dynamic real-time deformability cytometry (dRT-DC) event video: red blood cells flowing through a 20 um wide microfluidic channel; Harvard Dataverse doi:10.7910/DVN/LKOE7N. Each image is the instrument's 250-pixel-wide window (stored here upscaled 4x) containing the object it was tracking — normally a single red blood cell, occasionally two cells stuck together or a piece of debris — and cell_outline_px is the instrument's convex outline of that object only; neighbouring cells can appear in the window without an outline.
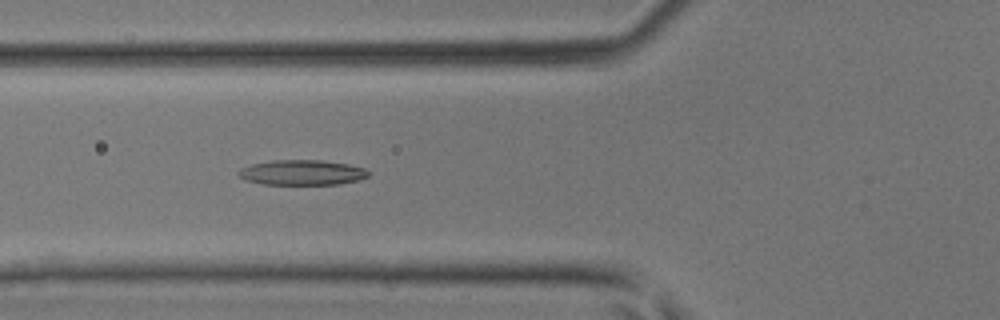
{"species": "common noctule bat (a hibernating species)", "species_latin": "Nyctalus noctula", "temperature_condition": "room temperature", "stored_images_in_passage": 46, "camera_frame_rate_fps": 3000, "um_per_image_px": 0.085, "animal": {"sex": "male", "body_mass_g": 17.9, "forearm_length_mm": 54.2}, "frame": {"image": 1, "passage_image": 18, "time_ms": 5.667, "image_size_px": [1000, 320], "cell_outline_px": [[368, 176], [360, 180], [336, 184], [264, 184], [244, 180], [236, 172], [240, 168], [252, 164], [272, 160], [324, 160], [348, 164], [364, 168], [368, 172]], "centroid_in_image_um": [25.65, 14.66], "position_along_channel_um": 100.1, "area_um2": 19.02}}
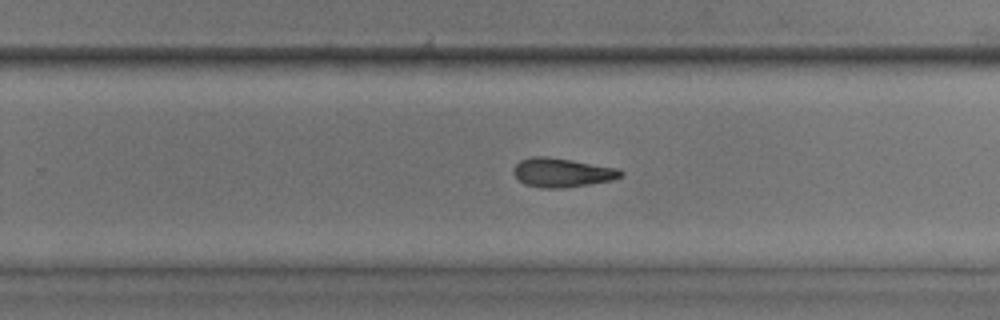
{"frame": {"image": 2, "passage_image": 30, "time_ms": 9.667, "image_size_px": [1000, 320], "cell_outline_px": [[624, 172], [620, 176], [612, 180], [564, 188], [540, 188], [524, 184], [512, 172], [512, 168], [520, 160], [532, 156], [548, 156], [620, 168]], "centroid_in_image_um": [47.76, 14.66], "position_along_channel_um": 282.0, "area_um2": 18.26}}
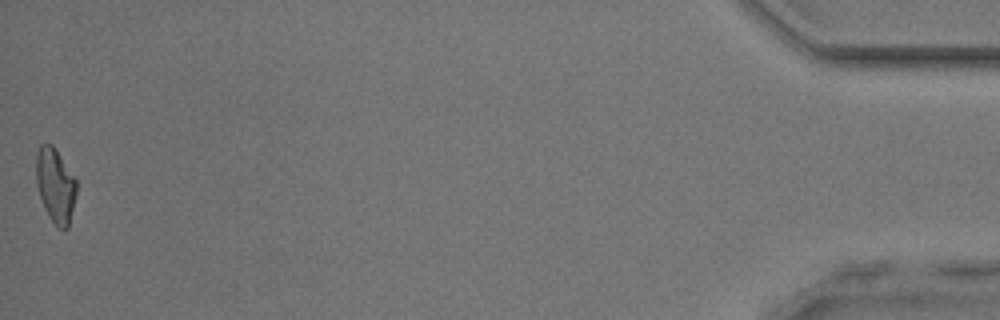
{"frame": {"image": 3, "passage_image": 46, "time_ms": 15.0, "image_size_px": [1000, 320], "cell_outline_px": [[76, 192], [68, 228], [64, 232], [56, 228], [48, 216], [44, 208], [36, 184], [36, 152], [40, 144], [52, 144], [76, 180]], "centroid_in_image_um": [4.69, 15.8], "position_along_channel_um": 430.5, "area_um2": 17.51}}